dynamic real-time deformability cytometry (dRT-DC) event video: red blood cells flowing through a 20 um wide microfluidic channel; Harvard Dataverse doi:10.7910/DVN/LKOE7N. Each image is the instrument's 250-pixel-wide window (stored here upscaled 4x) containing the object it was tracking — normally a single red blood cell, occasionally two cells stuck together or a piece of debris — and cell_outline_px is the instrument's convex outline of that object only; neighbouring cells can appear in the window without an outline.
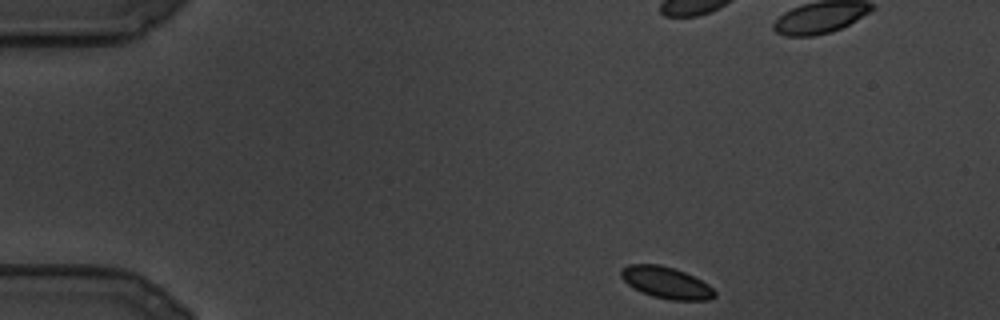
{"species": "common noctule bat (a hibernating species)", "species_latin": "Nyctalus noctula", "temperature_condition": "cold", "stored_images_in_passage": 97, "camera_frame_rate_fps": 3000, "um_per_image_px": 0.085, "animal": {"sex": "male", "body_mass_g": 19.5, "forearm_length_mm": 54.6}, "frame": {"image": 1, "passage_image": 1, "time_ms": 0.0, "image_size_px": [1000, 320], "cell_outline_px": [[716, 296], [708, 300], [668, 300], [652, 296], [640, 292], [632, 288], [620, 276], [620, 268], [628, 264], [660, 264], [684, 272], [708, 284], [716, 292]], "centroid_in_image_um": [56.59, 24.03], "position_along_channel_um": 28.4, "area_um2": 17.34}}